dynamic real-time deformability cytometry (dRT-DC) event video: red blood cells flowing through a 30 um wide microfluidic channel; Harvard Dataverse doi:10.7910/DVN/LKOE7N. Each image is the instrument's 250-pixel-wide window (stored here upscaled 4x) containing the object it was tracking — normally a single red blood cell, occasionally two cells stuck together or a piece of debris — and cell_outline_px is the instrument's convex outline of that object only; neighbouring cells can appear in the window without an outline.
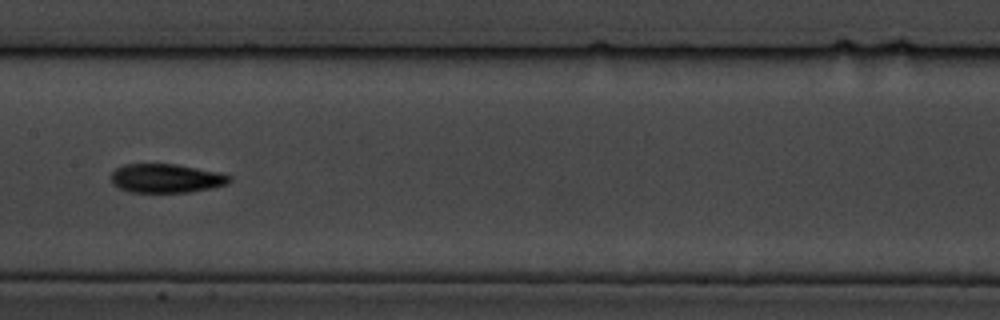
{"species": "common noctule bat (a hibernating species)", "species_latin": "Nyctalus noctula", "temperature_condition": "cold", "stored_images_in_passage": 11, "segment_of_instrument_passage": [1, 2], "camera_frame_rate_fps": 3000, "um_per_image_px": 0.085, "animal": {"sex": "male", "body_mass_g": 19.5, "forearm_length_mm": 54.6}, "frame": {"image": 1, "passage_image": 7, "time_ms": 7.0, "image_size_px": [1000, 320], "cell_outline_px": [[232, 180], [228, 184], [212, 188], [188, 192], [132, 192], [120, 188], [112, 184], [108, 176], [116, 168], [124, 164], [176, 164], [220, 172], [232, 176]], "centroid_in_image_um": [14.12, 15.15], "position_along_channel_um": 193.3, "area_um2": 20.17}}
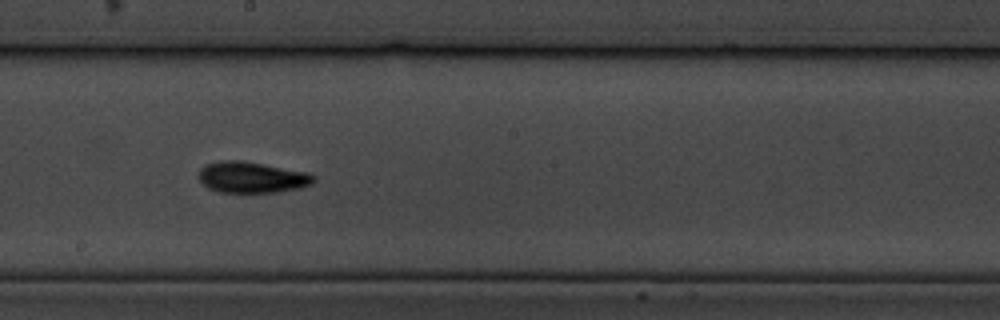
{"frame": {"image": 2, "passage_image": 8, "time_ms": 8.0, "image_size_px": [1000, 320], "cell_outline_px": [[316, 180], [312, 184], [300, 188], [276, 192], [216, 192], [208, 188], [200, 180], [200, 168], [204, 164], [220, 160], [244, 160], [308, 172], [316, 176]], "centroid_in_image_um": [21.43, 15.06], "position_along_channel_um": 226.8, "area_um2": 21.1}}
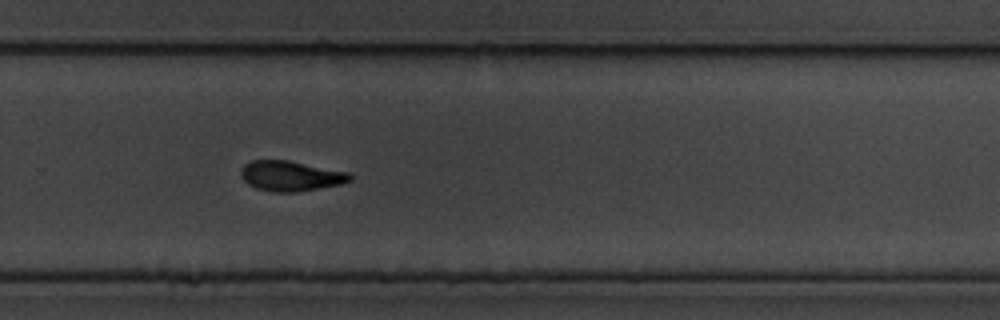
{"frame": {"image": 3, "passage_image": 10, "time_ms": 10.333, "image_size_px": [1000, 320], "cell_outline_px": [[352, 180], [340, 184], [296, 192], [272, 192], [256, 188], [248, 184], [240, 176], [240, 168], [244, 164], [252, 160], [288, 160], [348, 172], [352, 176]], "centroid_in_image_um": [24.67, 14.95], "position_along_channel_um": 305.1, "area_um2": 19.19}}